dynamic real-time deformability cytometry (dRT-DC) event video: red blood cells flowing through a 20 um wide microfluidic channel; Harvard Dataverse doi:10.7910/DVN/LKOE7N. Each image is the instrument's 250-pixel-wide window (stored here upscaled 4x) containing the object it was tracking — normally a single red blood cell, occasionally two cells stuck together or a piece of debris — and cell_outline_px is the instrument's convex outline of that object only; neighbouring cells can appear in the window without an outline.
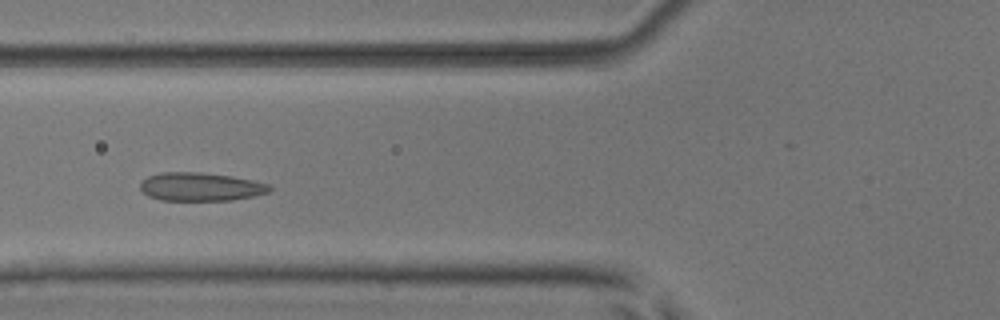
{"species": "common noctule bat (a hibernating species)", "species_latin": "Nyctalus noctula", "temperature_condition": "room temperature", "stored_images_in_passage": 46, "camera_frame_rate_fps": 3000, "um_per_image_px": 0.085, "animal": {"sex": "male", "body_mass_g": 17.9, "forearm_length_mm": 54.2}, "frame": {"image": 1, "passage_image": 15, "time_ms": 4.667, "image_size_px": [1000, 320], "cell_outline_px": [[272, 188], [268, 192], [252, 196], [232, 200], [160, 200], [148, 196], [140, 188], [140, 184], [148, 176], [160, 172], [200, 172], [232, 176], [272, 184]], "centroid_in_image_um": [17.06, 15.87], "position_along_channel_um": 108.7, "area_um2": 21.39}}
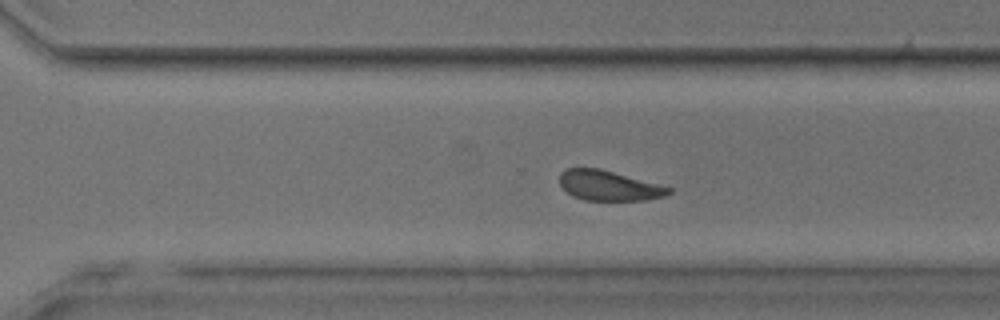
{"frame": {"image": 2, "passage_image": 31, "time_ms": 10.0, "image_size_px": [1000, 320], "cell_outline_px": [[672, 192], [664, 196], [644, 200], [584, 200], [572, 196], [560, 184], [560, 172], [568, 168], [600, 168], [672, 188]], "centroid_in_image_um": [51.73, 15.77], "position_along_channel_um": 318.9, "area_um2": 18.9}}
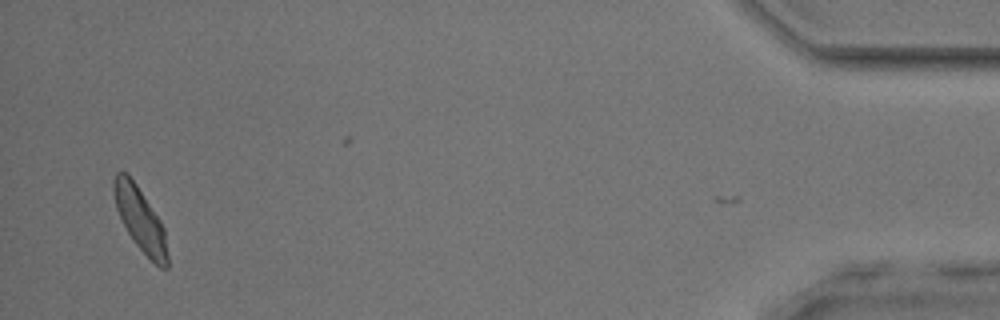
{"frame": {"image": 3, "passage_image": 45, "time_ms": 14.667, "image_size_px": [1000, 320], "cell_outline_px": [[168, 268], [160, 268], [136, 244], [128, 232], [116, 208], [112, 192], [112, 180], [116, 172], [124, 172], [136, 184], [160, 220], [164, 228], [168, 256]], "centroid_in_image_um": [11.91, 18.63], "position_along_channel_um": 423.3, "area_um2": 19.54}, "authors_computed_cell_mechanics": {"area_um2": 20.4612, "velocity_mm_per_s": 3.9475, "shape_relaxation_time_tau1_ms": 5.0092, "shape_relaxation_time_tau2_ms": 1.5635, "deformation_change_tau1": 0.0933, "deformation_change_tau2": 0.0647}}